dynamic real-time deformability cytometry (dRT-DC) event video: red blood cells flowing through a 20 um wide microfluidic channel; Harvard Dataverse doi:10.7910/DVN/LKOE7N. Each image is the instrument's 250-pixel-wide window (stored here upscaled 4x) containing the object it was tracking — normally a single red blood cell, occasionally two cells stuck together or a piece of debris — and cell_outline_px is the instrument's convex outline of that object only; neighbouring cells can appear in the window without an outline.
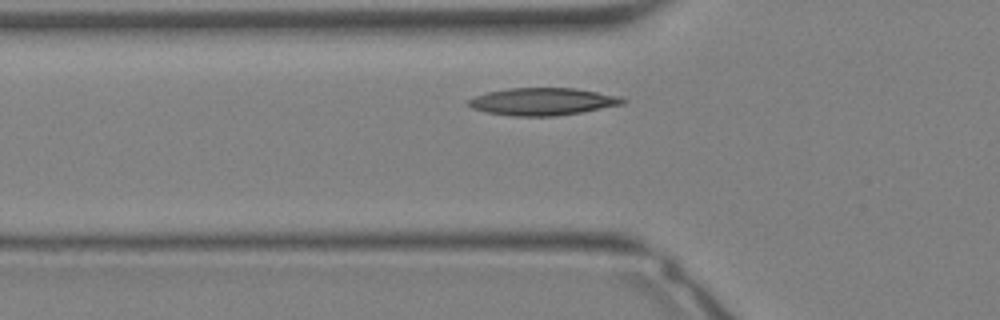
{"species": "Egyptian fruit bat (a non-hibernating species)", "species_latin": "Rousettus aegyptiacus", "temperature_condition": "warm", "stored_images_in_passage": 3, "camera_frame_rate_fps": 3000, "um_per_image_px": 0.085, "animal": {"sex": "female"}, "frame": {"image": 1, "passage_image": 2, "time_ms": 0.333, "image_size_px": [1000, 320], "cell_outline_px": [[624, 104], [580, 112], [556, 116], [512, 116], [484, 112], [472, 108], [468, 104], [468, 100], [476, 96], [488, 92], [508, 88], [576, 88], [620, 96], [624, 100]], "centroid_in_image_um": [46.11, 8.63], "position_along_channel_um": 79.7, "area_um2": 24.51}}